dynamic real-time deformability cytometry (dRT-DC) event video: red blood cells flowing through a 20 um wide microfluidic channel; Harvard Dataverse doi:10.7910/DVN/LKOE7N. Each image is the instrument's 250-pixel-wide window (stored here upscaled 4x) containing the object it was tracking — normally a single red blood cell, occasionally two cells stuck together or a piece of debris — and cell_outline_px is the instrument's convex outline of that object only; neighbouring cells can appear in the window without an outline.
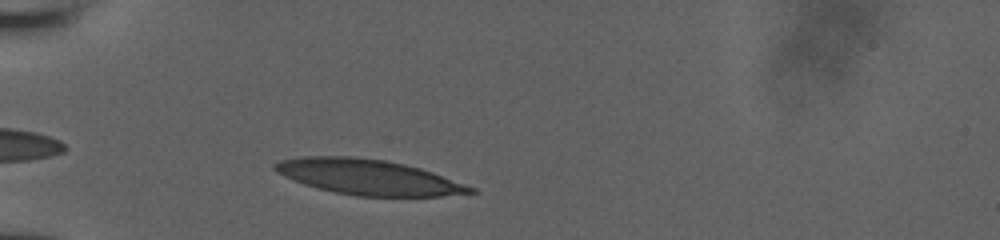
{"species": "human", "species_latin": "Homo sapiens", "temperature_condition": "room temperature", "stored_images_in_passage": 30, "camera_frame_rate_fps": 3000, "um_per_image_px": 0.085, "donor": {"sex": "male"}, "frame": {"image": 1, "passage_image": 3, "time_ms": 0.667, "image_size_px": [1000, 240], "cell_outline_px": [[476, 192], [440, 196], [356, 196], [316, 188], [304, 184], [284, 176], [276, 172], [272, 168], [272, 164], [280, 160], [304, 156], [352, 156], [388, 160], [420, 168], [432, 172], [476, 188]], "centroid_in_image_um": [31.27, 15.04], "position_along_channel_um": 53.7, "area_um2": 40.17}}
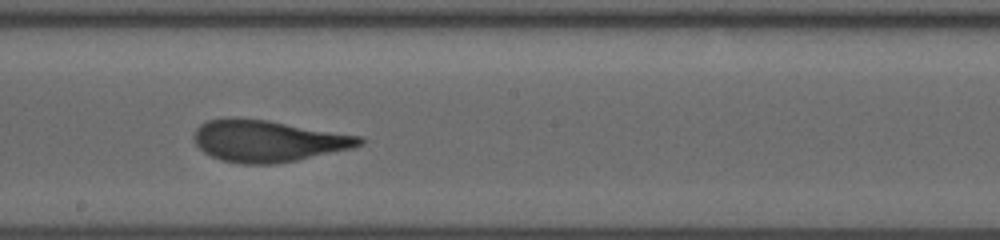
{"frame": {"image": 2, "passage_image": 17, "time_ms": 5.333, "image_size_px": [1000, 240], "cell_outline_px": [[364, 144], [352, 148], [296, 160], [272, 164], [240, 164], [220, 160], [204, 152], [196, 144], [192, 136], [196, 128], [200, 124], [208, 120], [268, 120], [364, 136]], "centroid_in_image_um": [22.82, 12.0], "position_along_channel_um": 225.4, "area_um2": 39.71}}
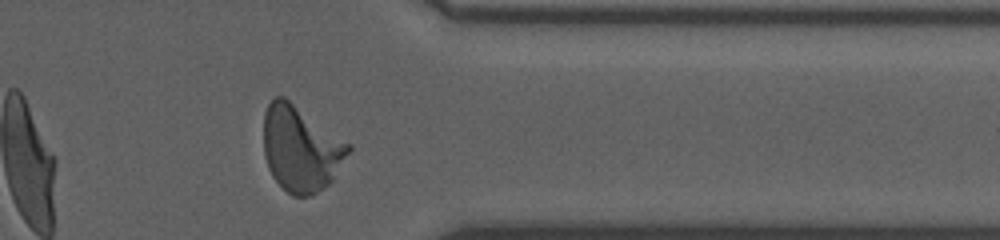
{"frame": {"image": 3, "passage_image": 29, "time_ms": 9.333, "image_size_px": [1000, 240], "cell_outline_px": [[352, 148], [332, 180], [324, 188], [312, 196], [292, 196], [272, 176], [268, 168], [264, 156], [264, 112], [268, 104], [276, 96], [284, 96], [352, 144]], "centroid_in_image_um": [25.58, 12.63], "position_along_channel_um": 385.8, "area_um2": 42.43}}